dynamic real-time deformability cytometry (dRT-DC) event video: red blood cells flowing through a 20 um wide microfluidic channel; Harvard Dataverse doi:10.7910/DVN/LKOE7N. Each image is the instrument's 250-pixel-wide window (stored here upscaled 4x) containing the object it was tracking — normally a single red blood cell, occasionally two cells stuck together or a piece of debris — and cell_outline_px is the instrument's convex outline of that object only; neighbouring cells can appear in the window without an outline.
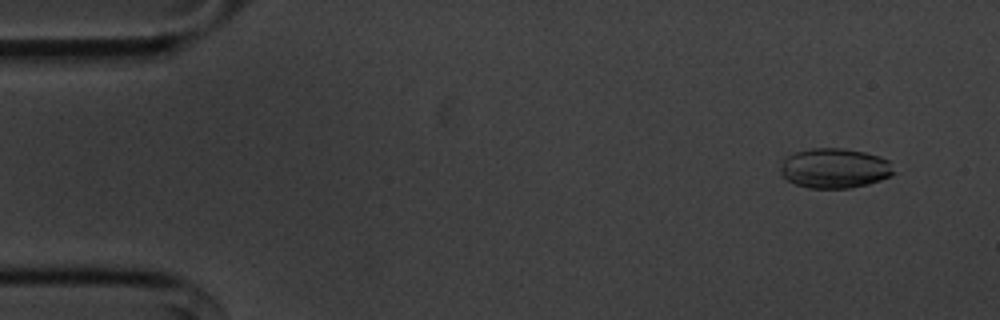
{"species": "common noctule bat (a hibernating species)", "species_latin": "Nyctalus noctula", "temperature_condition": "cold", "stored_images_in_passage": 53, "camera_frame_rate_fps": 3000, "um_per_image_px": 0.085, "animal": {"sex": "male", "body_mass_g": 20.1, "forearm_length_mm": 53.5}, "frame": {"image": 1, "passage_image": 2, "time_ms": 0.333, "image_size_px": [1000, 320], "cell_outline_px": [[896, 172], [892, 176], [868, 184], [852, 188], [808, 188], [796, 184], [788, 180], [780, 172], [780, 168], [784, 160], [792, 152], [812, 148], [844, 148], [864, 152], [880, 156], [888, 160]], "centroid_in_image_um": [70.97, 14.3], "position_along_channel_um": 14.0, "area_um2": 26.47}}
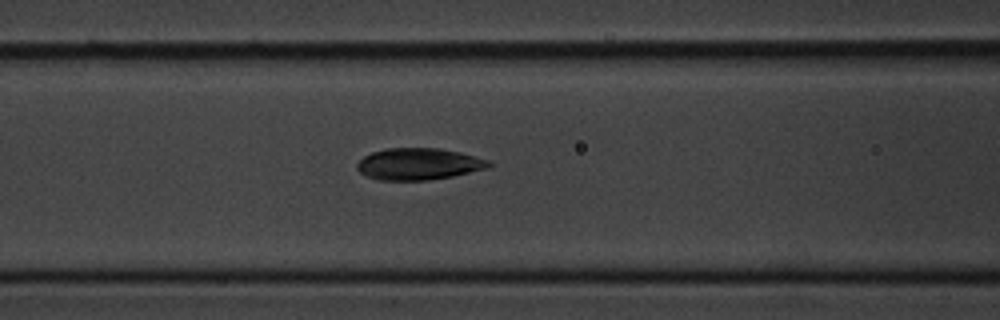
{"frame": {"image": 2, "passage_image": 20, "time_ms": 6.333, "image_size_px": [1000, 320], "cell_outline_px": [[492, 164], [488, 168], [452, 176], [428, 180], [380, 180], [364, 176], [356, 168], [356, 164], [364, 156], [372, 152], [388, 148], [440, 148], [460, 152], [488, 160]], "centroid_in_image_um": [35.56, 13.94], "position_along_channel_um": 131.0, "area_um2": 24.33}}
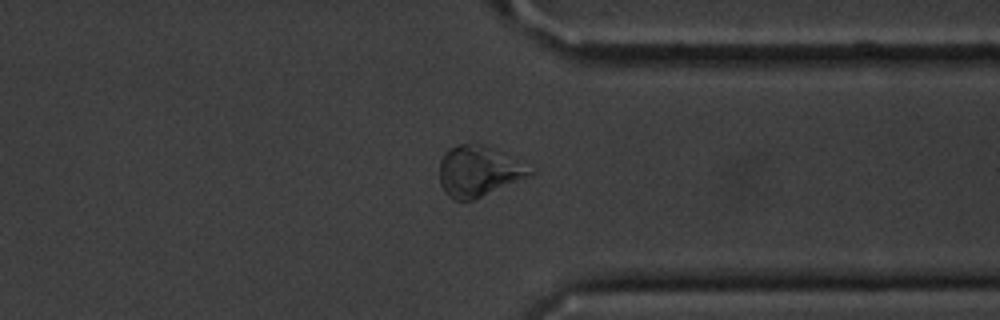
{"frame": {"image": 3, "passage_image": 40, "time_ms": 13.0, "image_size_px": [1000, 320], "cell_outline_px": [[536, 172], [528, 176], [472, 200], [456, 200], [448, 196], [444, 192], [440, 184], [440, 160], [444, 152], [448, 148], [456, 144], [480, 144], [492, 148]], "centroid_in_image_um": [40.58, 14.55], "position_along_channel_um": 370.8, "area_um2": 25.95}, "authors_computed_cell_mechanics": {"area_um2": 25.2586, "velocity_mm_per_s": 3.63, "shape_relaxation_time_tau1_ms": 3.5639, "shape_relaxation_time_tau2_ms": 1.7393, "deformation_change_tau1": 0.0879, "deformation_change_tau2": 0.0612}}